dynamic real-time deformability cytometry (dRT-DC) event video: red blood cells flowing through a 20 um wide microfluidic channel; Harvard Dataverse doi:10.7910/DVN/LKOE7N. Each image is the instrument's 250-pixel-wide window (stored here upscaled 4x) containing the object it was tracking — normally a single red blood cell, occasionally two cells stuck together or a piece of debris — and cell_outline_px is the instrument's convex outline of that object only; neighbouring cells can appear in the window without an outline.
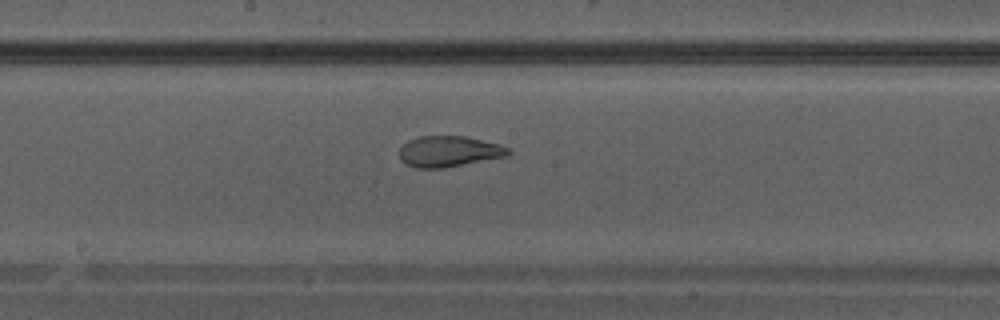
{"species": "Egyptian fruit bat (a non-hibernating species)", "species_latin": "Rousettus aegyptiacus", "temperature_condition": "warm", "stored_images_in_passage": 32, "camera_frame_rate_fps": 3000, "um_per_image_px": 0.085, "animal": {"sex": "male"}, "frame": {"image": 1, "passage_image": 14, "time_ms": 4.333, "image_size_px": [1000, 320], "cell_outline_px": [[512, 152], [508, 156], [444, 168], [416, 168], [404, 164], [400, 160], [400, 148], [408, 140], [420, 136], [464, 136], [500, 144], [508, 148]], "centroid_in_image_um": [38.15, 12.88], "position_along_channel_um": 210.0, "area_um2": 19.71}}